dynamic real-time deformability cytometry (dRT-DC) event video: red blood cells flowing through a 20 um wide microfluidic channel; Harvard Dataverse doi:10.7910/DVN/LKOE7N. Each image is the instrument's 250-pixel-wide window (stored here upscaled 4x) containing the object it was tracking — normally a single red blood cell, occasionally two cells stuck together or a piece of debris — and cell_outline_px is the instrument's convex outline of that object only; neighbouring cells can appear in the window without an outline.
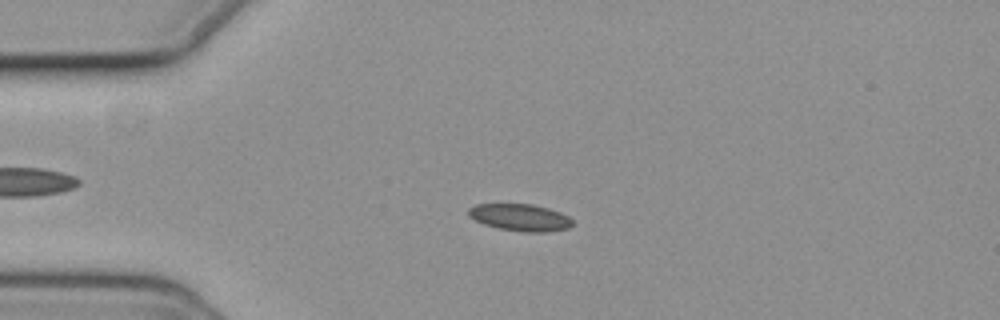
{"species": "common noctule bat (a hibernating species)", "species_latin": "Nyctalus noctula", "temperature_condition": "cold", "stored_images_in_passage": 52, "camera_frame_rate_fps": 3000, "um_per_image_px": 0.085, "animal": {"sex": "female", "body_mass_g": 19.3, "forearm_length_mm": 54.1}, "frame": {"image": 1, "passage_image": 14, "time_ms": 4.333, "image_size_px": [1000, 320], "cell_outline_px": [[572, 224], [568, 228], [548, 232], [524, 232], [500, 228], [484, 224], [468, 216], [468, 208], [476, 204], [532, 204], [548, 208], [560, 212], [568, 216], [572, 220]], "centroid_in_image_um": [44.21, 18.48], "position_along_channel_um": 40.8, "area_um2": 16.3}}
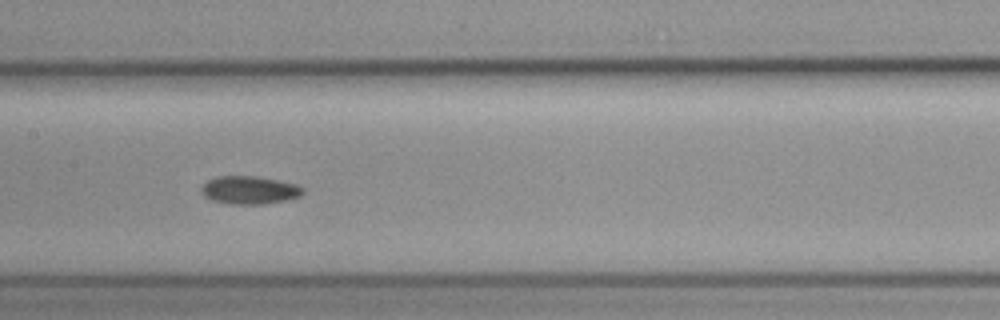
{"frame": {"image": 2, "passage_image": 28, "time_ms": 9.0, "image_size_px": [1000, 320], "cell_outline_px": [[304, 192], [300, 196], [284, 200], [264, 204], [228, 204], [212, 200], [204, 196], [200, 192], [200, 188], [208, 180], [216, 176], [256, 176], [296, 184], [304, 188]], "centroid_in_image_um": [21.17, 16.16], "position_along_channel_um": 186.2, "area_um2": 16.59}}
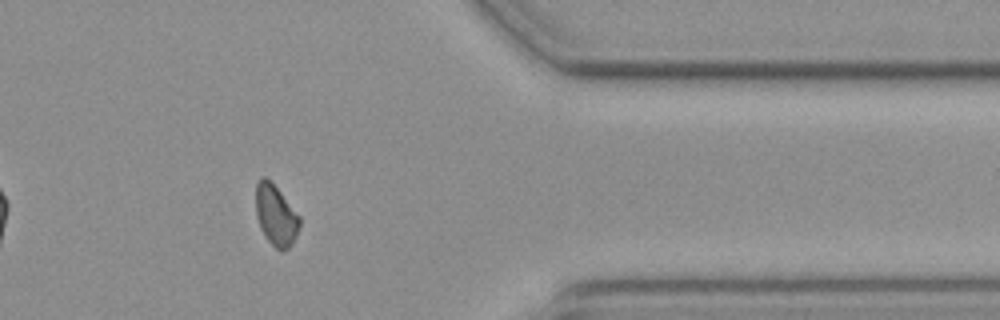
{"frame": {"image": 3, "passage_image": 46, "time_ms": 15.0, "image_size_px": [1000, 320], "cell_outline_px": [[300, 224], [296, 236], [292, 244], [288, 248], [280, 252], [264, 236], [260, 228], [256, 216], [256, 184], [260, 176], [264, 176], [280, 192], [300, 216]], "centroid_in_image_um": [23.43, 18.32], "position_along_channel_um": 388.0, "area_um2": 15.43}}